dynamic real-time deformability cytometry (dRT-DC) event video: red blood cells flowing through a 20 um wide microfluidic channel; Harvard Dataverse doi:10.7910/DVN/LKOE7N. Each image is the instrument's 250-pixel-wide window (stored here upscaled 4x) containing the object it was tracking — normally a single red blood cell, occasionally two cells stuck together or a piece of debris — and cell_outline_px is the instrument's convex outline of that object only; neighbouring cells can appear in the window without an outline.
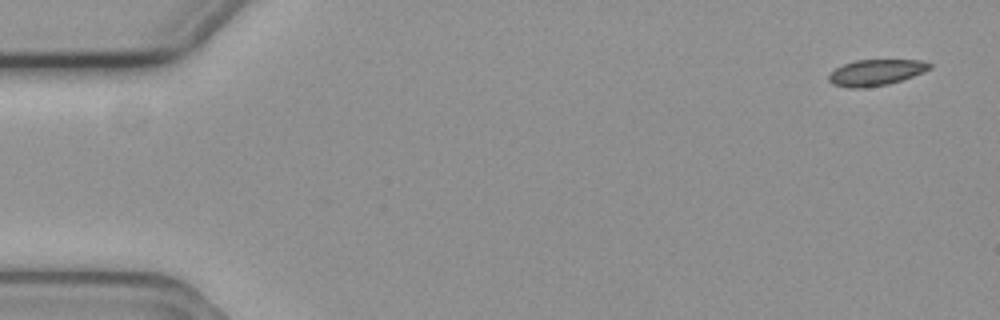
{"species": "common noctule bat (a hibernating species)", "species_latin": "Nyctalus noctula", "temperature_condition": "cold", "stored_images_in_passage": 5, "segment_of_instrument_passage": [1, 2], "camera_frame_rate_fps": 3000, "um_per_image_px": 0.085, "animal": {"sex": "female", "body_mass_g": 19.3, "forearm_length_mm": 54.1}, "frame": {"image": 1, "passage_image": 1, "time_ms": 0.0, "image_size_px": [1000, 320], "cell_outline_px": [[932, 68], [924, 72], [888, 84], [864, 88], [848, 88], [832, 84], [828, 80], [828, 76], [836, 68], [844, 64], [856, 60], [920, 60], [932, 64]], "centroid_in_image_um": [74.45, 6.16], "position_along_channel_um": 10.6, "area_um2": 15.26}}
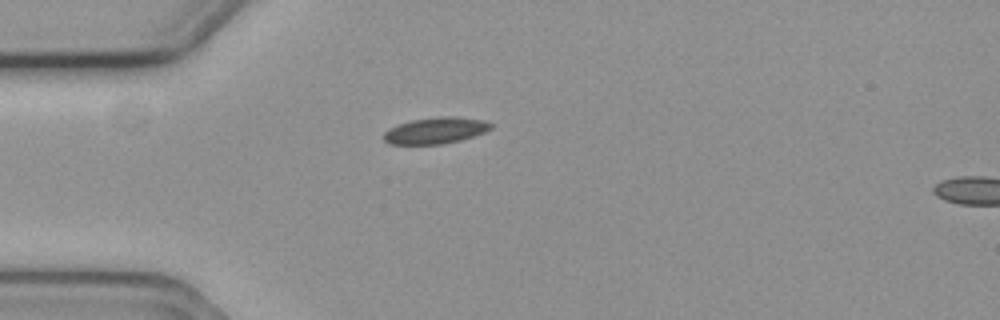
{"frame": {"image": 2, "passage_image": 4, "time_ms": 1.0, "image_size_px": [1000, 320], "cell_outline_px": [[492, 128], [484, 132], [460, 140], [440, 144], [388, 144], [384, 140], [384, 132], [388, 128], [396, 124], [412, 120], [436, 116], [456, 116], [484, 120], [492, 124]], "centroid_in_image_um": [36.99, 11.08], "position_along_channel_um": 48.0, "area_um2": 16.53}}